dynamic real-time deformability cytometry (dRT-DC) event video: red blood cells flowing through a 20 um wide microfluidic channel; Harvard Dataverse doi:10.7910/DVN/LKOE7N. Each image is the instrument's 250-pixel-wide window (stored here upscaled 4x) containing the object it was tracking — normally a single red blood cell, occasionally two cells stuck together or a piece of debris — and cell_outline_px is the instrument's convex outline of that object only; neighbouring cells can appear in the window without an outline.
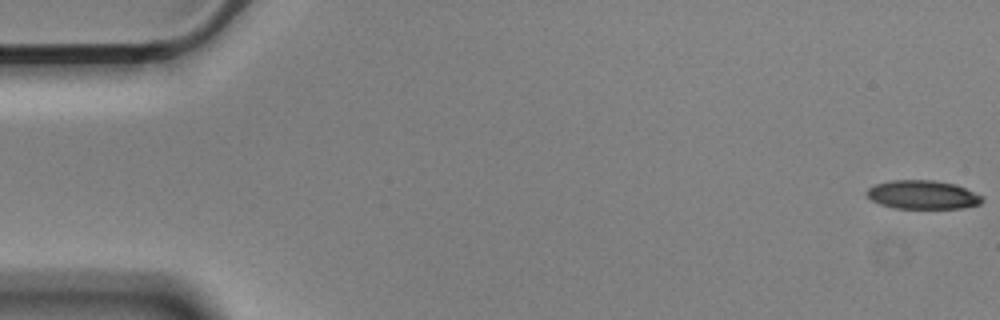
{"species": "Egyptian fruit bat (a non-hibernating species)", "species_latin": "Rousettus aegyptiacus", "temperature_condition": "cold", "stored_images_in_passage": 56, "camera_frame_rate_fps": 3000, "um_per_image_px": 0.085, "animal": {"sex": "male"}, "frame": {"image": 1, "passage_image": 1, "time_ms": 0.0, "image_size_px": [1000, 320], "cell_outline_px": [[984, 200], [980, 204], [964, 208], [892, 208], [880, 204], [872, 200], [864, 192], [868, 188], [876, 184], [892, 180], [932, 180], [956, 184], [984, 196]], "centroid_in_image_um": [78.45, 16.55], "position_along_channel_um": 6.6, "area_um2": 19.42}}
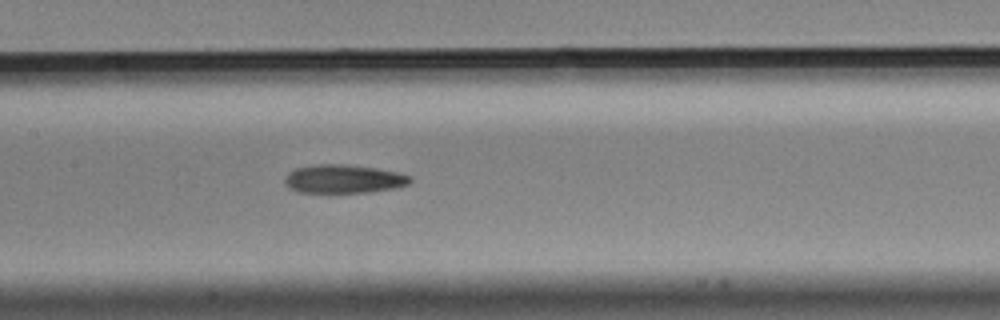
{"frame": {"image": 2, "passage_image": 27, "time_ms": 8.667, "image_size_px": [1000, 320], "cell_outline_px": [[412, 180], [408, 184], [396, 188], [372, 192], [328, 196], [300, 192], [288, 188], [284, 180], [288, 172], [296, 168], [312, 164], [344, 164], [376, 168], [400, 172], [412, 176]], "centroid_in_image_um": [29.19, 15.26], "position_along_channel_um": 178.2, "area_um2": 22.08}}
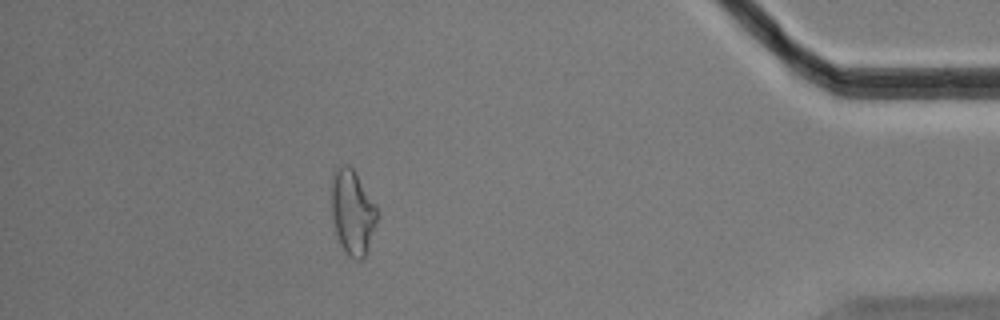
{"frame": {"image": 3, "passage_image": 50, "time_ms": 16.333, "image_size_px": [1000, 320], "cell_outline_px": [[376, 224], [368, 248], [364, 256], [360, 260], [356, 260], [348, 256], [344, 252], [336, 232], [332, 216], [332, 172], [336, 164], [348, 164], [356, 172], [376, 208]], "centroid_in_image_um": [29.93, 18.0], "position_along_channel_um": 405.3, "area_um2": 22.37}, "authors_computed_cell_mechanics": {"area_um2": 21.2126, "velocity_mm_per_s": 3.5873, "shape_relaxation_time_tau1_ms": null, "shape_relaxation_time_tau2_ms": 2.7414, "deformation_change_tau1": null, "deformation_change_tau2": 0.1122}}